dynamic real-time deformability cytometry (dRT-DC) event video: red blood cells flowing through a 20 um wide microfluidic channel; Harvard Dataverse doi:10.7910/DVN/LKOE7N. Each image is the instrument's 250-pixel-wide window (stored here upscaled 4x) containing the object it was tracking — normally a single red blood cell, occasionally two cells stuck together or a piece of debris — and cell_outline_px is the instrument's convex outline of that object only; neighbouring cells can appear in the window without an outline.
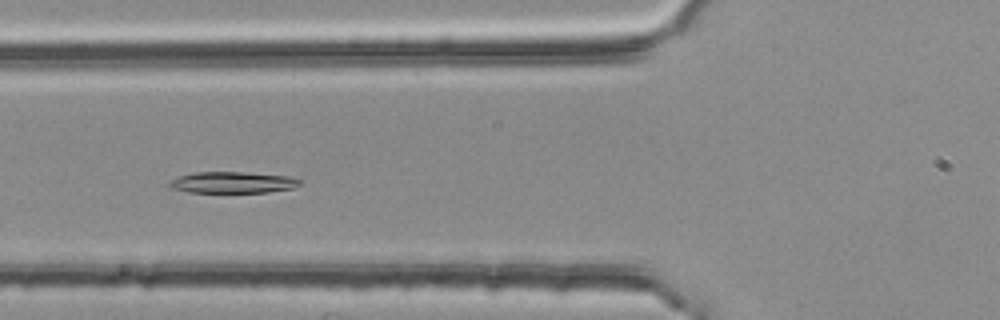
{"species": "common noctule bat (a hibernating species)", "species_latin": "Nyctalus noctula", "temperature_condition": "room temperature", "stored_images_in_passage": 6, "camera_frame_rate_fps": 3000, "um_per_image_px": 0.085, "animal": {"sex": "female", "body_mass_g": 25.1}, "frame": {"image": 1, "passage_image": 5, "time_ms": 1.333, "image_size_px": [1000, 320], "cell_outline_px": [[300, 184], [292, 188], [268, 192], [188, 192], [172, 188], [168, 184], [168, 180], [180, 176], [196, 172], [244, 172], [288, 176], [300, 180]], "centroid_in_image_um": [19.74, 15.5], "position_along_channel_um": 106.1, "area_um2": 16.07}}
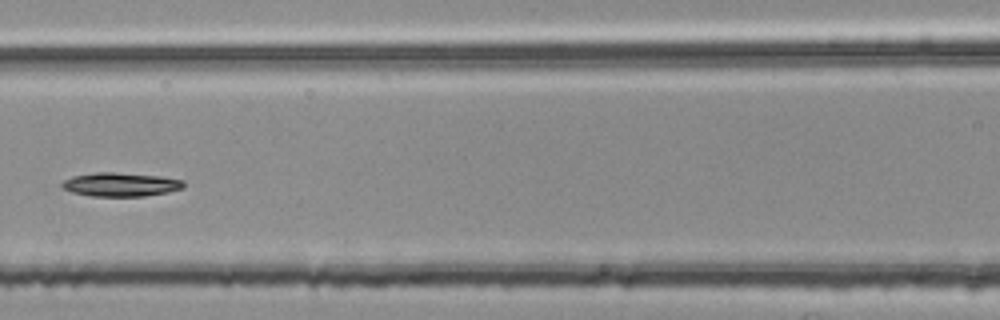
{"frame": {"image": 2, "passage_image": 6, "time_ms": 1.667, "image_size_px": [1000, 320], "cell_outline_px": [[184, 188], [168, 192], [144, 196], [92, 196], [72, 192], [64, 188], [60, 184], [64, 180], [72, 176], [96, 172], [116, 172], [160, 176], [184, 180]], "centroid_in_image_um": [10.27, 15.67], "position_along_channel_um": 156.3, "area_um2": 16.88}}